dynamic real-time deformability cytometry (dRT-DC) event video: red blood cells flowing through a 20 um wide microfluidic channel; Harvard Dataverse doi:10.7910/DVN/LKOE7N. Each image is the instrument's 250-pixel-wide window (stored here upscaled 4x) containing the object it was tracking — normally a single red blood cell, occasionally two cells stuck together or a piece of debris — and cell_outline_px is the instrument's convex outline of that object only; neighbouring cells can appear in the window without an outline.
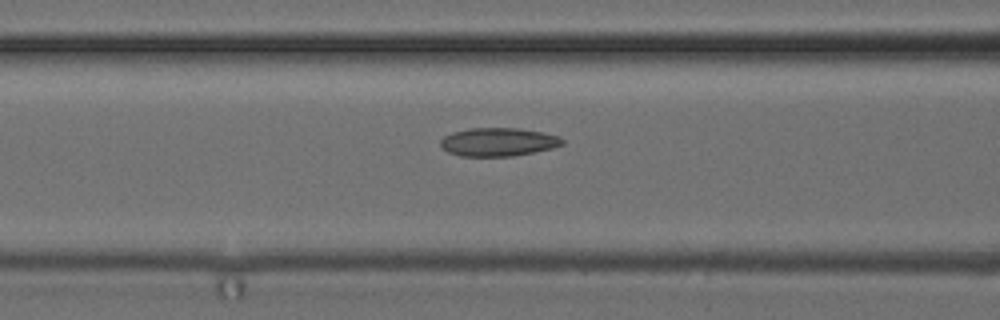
{"species": "common noctule bat (a hibernating species)", "species_latin": "Nyctalus noctula", "temperature_condition": "cold", "stored_images_in_passage": 37, "camera_frame_rate_fps": 3000, "um_per_image_px": 0.085, "animal": {"sex": "female", "body_mass_g": 24.6, "forearm_length_mm": 56.2}, "frame": {"image": 1, "passage_image": 16, "time_ms": 5.0, "image_size_px": [1000, 320], "cell_outline_px": [[564, 144], [552, 148], [512, 156], [460, 156], [448, 152], [440, 144], [440, 140], [444, 136], [452, 132], [468, 128], [520, 128], [544, 132], [560, 136], [564, 140]], "centroid_in_image_um": [42.36, 12.05], "position_along_channel_um": 124.2, "area_um2": 20.23}}
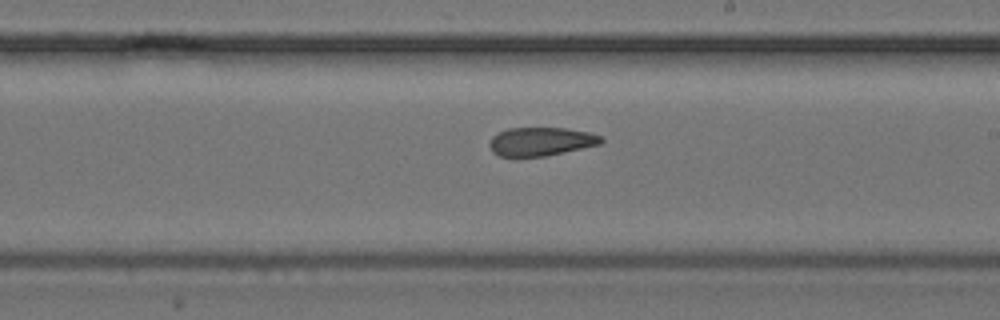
{"frame": {"image": 2, "passage_image": 25, "time_ms": 8.0, "image_size_px": [1000, 320], "cell_outline_px": [[604, 140], [600, 144], [564, 152], [544, 156], [500, 156], [492, 152], [488, 144], [492, 136], [508, 128], [568, 128], [588, 132], [600, 136]], "centroid_in_image_um": [45.96, 12.02], "position_along_channel_um": 243.0, "area_um2": 18.44}}
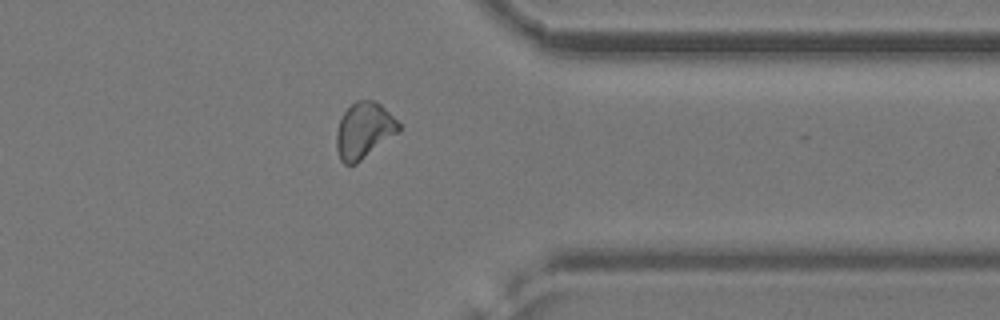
{"frame": {"image": 3, "passage_image": 36, "time_ms": 11.667, "image_size_px": [1000, 320], "cell_outline_px": [[400, 132], [356, 164], [344, 164], [340, 160], [336, 148], [336, 132], [340, 120], [344, 112], [356, 100], [372, 100], [380, 104], [400, 124]], "centroid_in_image_um": [30.93, 11.11], "position_along_channel_um": 380.5, "area_um2": 20.29}}